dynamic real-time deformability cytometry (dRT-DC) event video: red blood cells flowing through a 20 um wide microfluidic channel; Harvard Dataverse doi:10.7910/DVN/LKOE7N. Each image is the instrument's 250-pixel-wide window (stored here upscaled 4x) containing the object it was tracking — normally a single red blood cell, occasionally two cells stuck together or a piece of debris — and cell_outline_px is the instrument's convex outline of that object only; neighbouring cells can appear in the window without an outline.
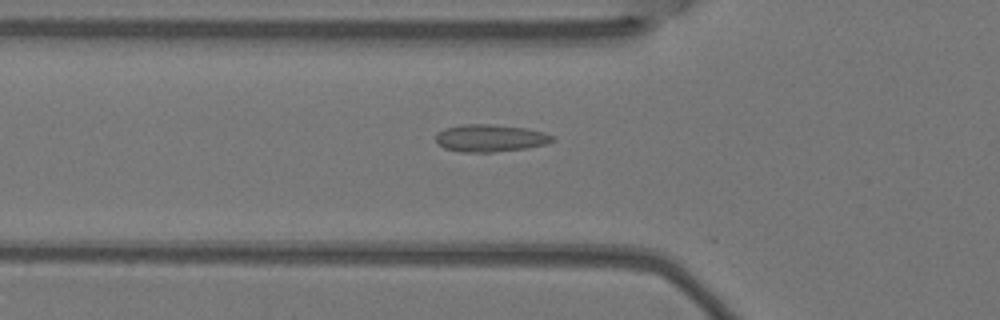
{"species": "Egyptian fruit bat (a non-hibernating species)", "species_latin": "Rousettus aegyptiacus", "temperature_condition": "warm", "stored_images_in_passage": 6, "camera_frame_rate_fps": 3000, "um_per_image_px": 0.085, "animal": {"sex": "female"}, "frame": {"image": 1, "passage_image": 6, "time_ms": 1.667, "image_size_px": [1000, 320], "cell_outline_px": [[556, 140], [544, 144], [528, 148], [492, 152], [460, 152], [444, 148], [436, 140], [436, 136], [444, 128], [460, 124], [492, 124], [524, 128], [544, 132], [556, 136]], "centroid_in_image_um": [41.7, 11.74], "position_along_channel_um": 84.1, "area_um2": 18.61}}